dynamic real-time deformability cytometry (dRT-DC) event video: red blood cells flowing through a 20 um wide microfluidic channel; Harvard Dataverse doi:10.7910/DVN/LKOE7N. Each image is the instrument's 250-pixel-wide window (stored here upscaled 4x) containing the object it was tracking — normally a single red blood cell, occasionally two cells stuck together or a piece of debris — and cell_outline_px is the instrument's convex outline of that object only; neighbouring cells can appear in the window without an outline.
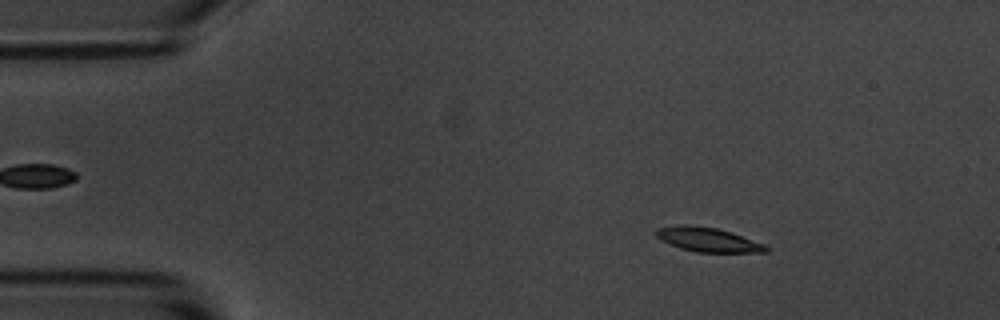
{"species": "common noctule bat (a hibernating species)", "species_latin": "Nyctalus noctula", "temperature_condition": "room temperature", "stored_images_in_passage": 56, "camera_frame_rate_fps": 3000, "um_per_image_px": 0.085, "animal": {"sex": "male", "body_mass_g": 20.1, "forearm_length_mm": 53.5}, "frame": {"image": 1, "passage_image": 9, "time_ms": 2.667, "image_size_px": [1000, 320], "cell_outline_px": [[768, 252], [696, 252], [680, 248], [660, 240], [652, 232], [656, 228], [684, 224], [688, 224], [716, 228], [732, 232], [764, 244], [768, 248]], "centroid_in_image_um": [60.12, 20.36], "position_along_channel_um": 24.9, "area_um2": 15.61}}
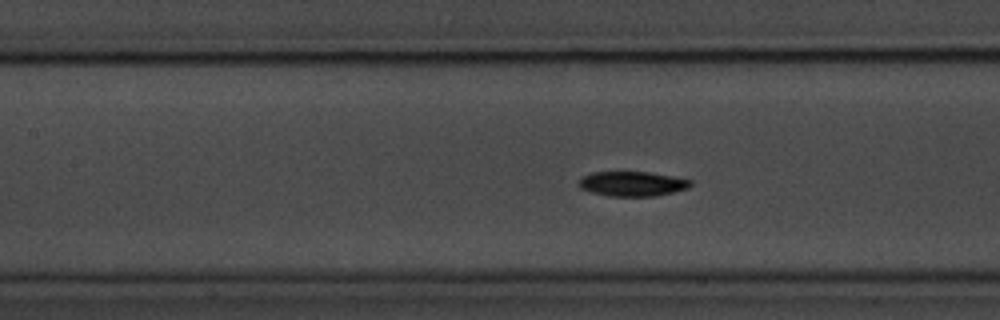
{"frame": {"image": 2, "passage_image": 25, "time_ms": 8.0, "image_size_px": [1000, 320], "cell_outline_px": [[692, 184], [688, 188], [656, 196], [608, 196], [592, 192], [580, 188], [576, 184], [580, 176], [592, 172], [648, 172], [672, 176], [692, 180]], "centroid_in_image_um": [53.69, 15.62], "position_along_channel_um": 153.7, "area_um2": 16.24}}
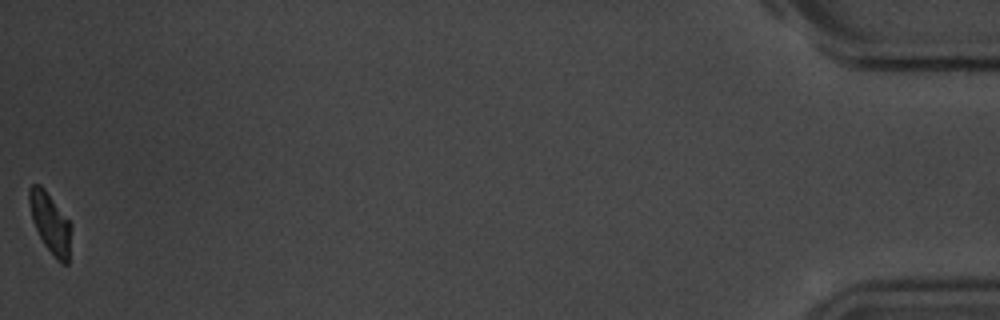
{"frame": {"image": 3, "passage_image": 56, "time_ms": 18.333, "image_size_px": [1000, 320], "cell_outline_px": [[72, 228], [68, 264], [60, 264], [56, 260], [44, 244], [32, 220], [28, 200], [28, 188], [32, 184], [40, 184], [44, 188], [72, 224]], "centroid_in_image_um": [4.28, 18.97], "position_along_channel_um": 430.9, "area_um2": 14.91}, "authors_computed_cell_mechanics": {"area_um2": 15.895, "velocity_mm_per_s": 3.6271, "shape_relaxation_time_tau1_ms": 2.0241, "shape_relaxation_time_tau2_ms": null, "deformation_change_tau1": 0.1288, "deformation_change_tau2": null}}